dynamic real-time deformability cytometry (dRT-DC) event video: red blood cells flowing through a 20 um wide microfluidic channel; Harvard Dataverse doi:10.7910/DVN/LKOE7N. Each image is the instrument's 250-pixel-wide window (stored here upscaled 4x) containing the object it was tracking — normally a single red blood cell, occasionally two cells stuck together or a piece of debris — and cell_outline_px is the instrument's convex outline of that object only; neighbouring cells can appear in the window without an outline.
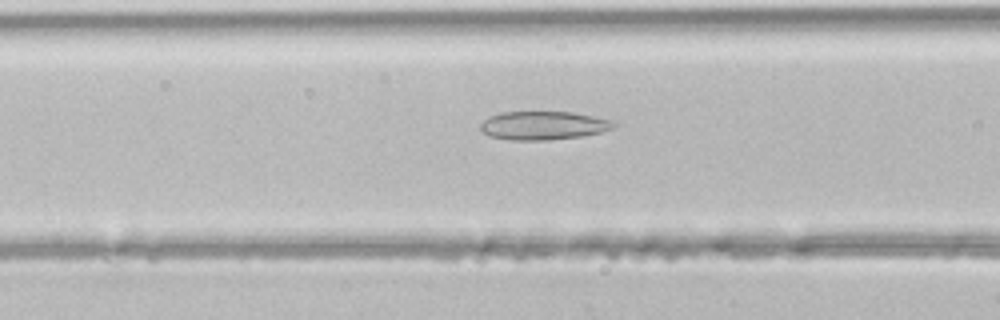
{"species": "common noctule bat (a hibernating species)", "species_latin": "Nyctalus noctula", "temperature_condition": "room temperature", "stored_images_in_passage": 33, "camera_frame_rate_fps": 3000, "um_per_image_px": 0.085, "animal": {"sex": "male", "body_mass_g": 21.5, "forearm_length_mm": 52.0}, "frame": {"image": 1, "passage_image": 5, "time_ms": 1.333, "image_size_px": [1000, 320], "cell_outline_px": [[616, 124], [612, 128], [600, 132], [580, 136], [548, 140], [512, 140], [488, 136], [480, 132], [480, 124], [488, 116], [500, 112], [572, 112], [612, 120]], "centroid_in_image_um": [46.11, 10.67], "position_along_channel_um": 120.5, "area_um2": 22.14}}
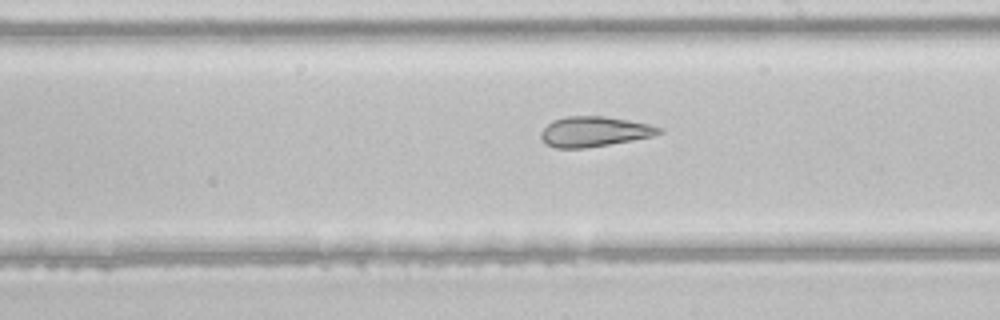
{"frame": {"image": 2, "passage_image": 13, "time_ms": 4.0, "image_size_px": [1000, 320], "cell_outline_px": [[664, 132], [652, 136], [632, 140], [584, 148], [556, 148], [544, 144], [540, 136], [540, 132], [552, 120], [564, 116], [604, 116], [628, 120], [648, 124], [664, 128]], "centroid_in_image_um": [50.49, 11.18], "position_along_channel_um": 238.5, "area_um2": 20.81}}
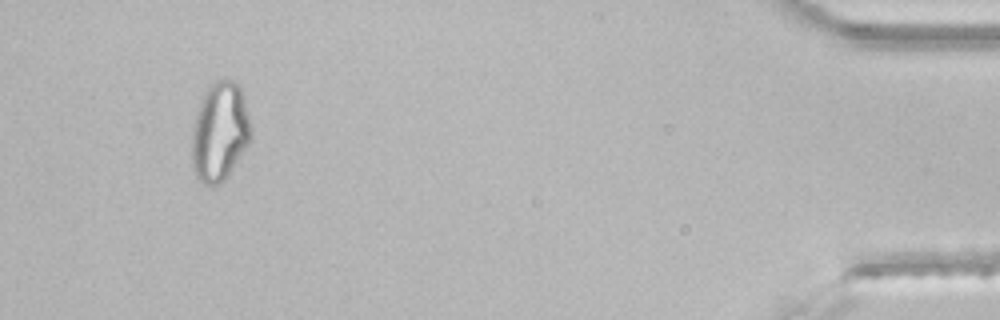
{"frame": {"image": 3, "passage_image": 30, "time_ms": 9.667, "image_size_px": [1000, 320], "cell_outline_px": [[252, 132], [248, 144], [228, 176], [220, 184], [212, 188], [204, 184], [196, 176], [192, 168], [192, 128], [200, 100], [208, 84], [216, 80], [232, 80], [240, 84], [244, 96], [252, 128]], "centroid_in_image_um": [18.68, 11.2], "position_along_channel_um": 416.5, "area_um2": 34.68}}